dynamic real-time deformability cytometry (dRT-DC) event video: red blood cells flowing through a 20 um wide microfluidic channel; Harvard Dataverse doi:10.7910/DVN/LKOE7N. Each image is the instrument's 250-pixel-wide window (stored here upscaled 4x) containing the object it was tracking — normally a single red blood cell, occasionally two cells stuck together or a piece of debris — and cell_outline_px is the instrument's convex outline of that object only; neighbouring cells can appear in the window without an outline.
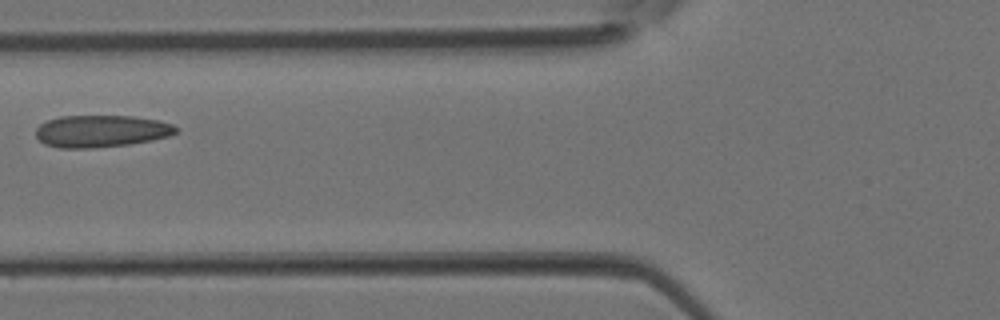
{"species": "Egyptian fruit bat (a non-hibernating species)", "species_latin": "Rousettus aegyptiacus", "temperature_condition": "room temperature", "stored_images_in_passage": 3, "camera_frame_rate_fps": 3000, "um_per_image_px": 0.085, "animal": {"sex": "female"}, "frame": {"image": 1, "passage_image": 3, "time_ms": 0.667, "image_size_px": [1000, 320], "cell_outline_px": [[176, 132], [168, 136], [152, 140], [128, 144], [92, 148], [60, 148], [44, 144], [36, 136], [36, 128], [40, 124], [48, 120], [60, 116], [132, 116], [156, 120], [172, 124], [176, 128]], "centroid_in_image_um": [8.56, 11.15], "position_along_channel_um": 117.2, "area_um2": 26.01}}